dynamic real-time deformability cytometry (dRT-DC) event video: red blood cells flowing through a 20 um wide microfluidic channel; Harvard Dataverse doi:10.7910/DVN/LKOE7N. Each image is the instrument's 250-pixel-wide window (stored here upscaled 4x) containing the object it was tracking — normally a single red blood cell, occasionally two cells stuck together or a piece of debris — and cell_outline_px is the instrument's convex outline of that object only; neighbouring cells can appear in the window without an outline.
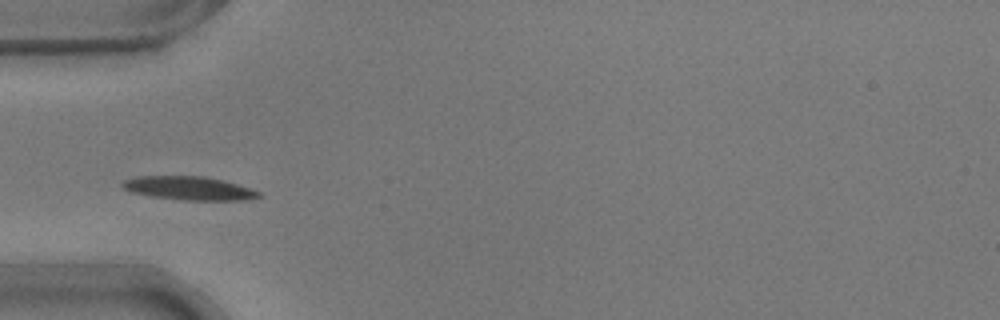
{"species": "common noctule bat (a hibernating species)", "species_latin": "Nyctalus noctula", "temperature_condition": "warm", "stored_images_in_passage": 38, "camera_frame_rate_fps": 3000, "um_per_image_px": 0.085, "animal": {"sex": "male", "body_mass_g": 17.9}, "frame": {"image": 1, "passage_image": 1, "time_ms": 0.0, "image_size_px": [1000, 320], "cell_outline_px": [[264, 196], [244, 200], [184, 200], [148, 196], [132, 192], [124, 188], [120, 184], [124, 180], [140, 176], [204, 176], [236, 184], [260, 192]], "centroid_in_image_um": [16.05, 16.0], "position_along_channel_um": 69.0, "area_um2": 18.55}}
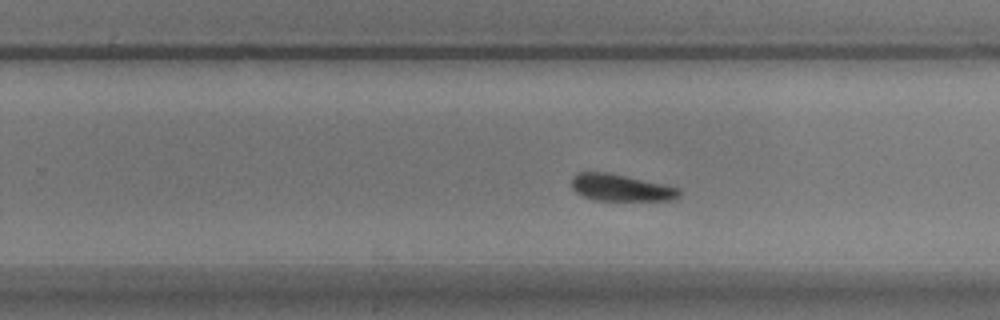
{"frame": {"image": 2, "passage_image": 18, "time_ms": 5.667, "image_size_px": [1000, 320], "cell_outline_px": [[680, 196], [676, 200], [596, 200], [584, 196], [576, 192], [572, 188], [572, 176], [580, 172], [604, 172], [624, 176], [680, 188]], "centroid_in_image_um": [52.77, 15.96], "position_along_channel_um": 277.0, "area_um2": 16.53}}
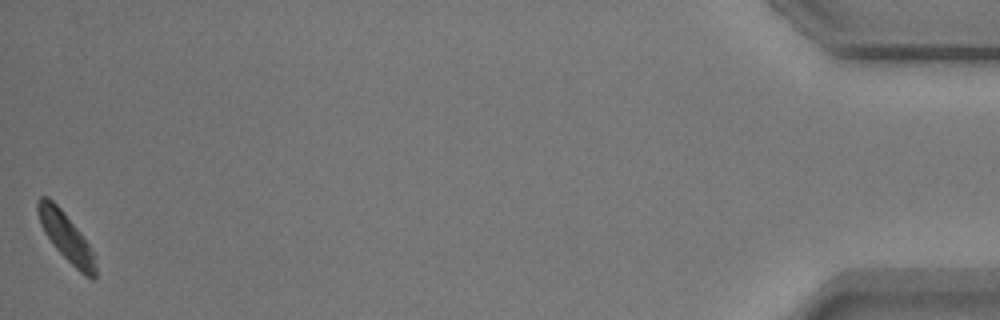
{"frame": {"image": 3, "passage_image": 38, "time_ms": 12.333, "image_size_px": [1000, 320], "cell_outline_px": [[96, 276], [92, 280], [84, 276], [56, 248], [44, 232], [40, 224], [36, 208], [36, 200], [40, 196], [48, 196], [60, 208], [76, 228], [88, 244], [92, 252], [96, 264]], "centroid_in_image_um": [5.58, 20.12], "position_along_channel_um": 429.6, "area_um2": 15.9}, "authors_computed_cell_mechanics": {"area_um2": 17.3689, "velocity_mm_per_s": 3.6765, "shape_relaxation_time_tau1_ms": 3.5036, "shape_relaxation_time_tau2_ms": 7.7081, "deformation_change_tau1": 0.0961, "deformation_change_tau2": 0.136}}